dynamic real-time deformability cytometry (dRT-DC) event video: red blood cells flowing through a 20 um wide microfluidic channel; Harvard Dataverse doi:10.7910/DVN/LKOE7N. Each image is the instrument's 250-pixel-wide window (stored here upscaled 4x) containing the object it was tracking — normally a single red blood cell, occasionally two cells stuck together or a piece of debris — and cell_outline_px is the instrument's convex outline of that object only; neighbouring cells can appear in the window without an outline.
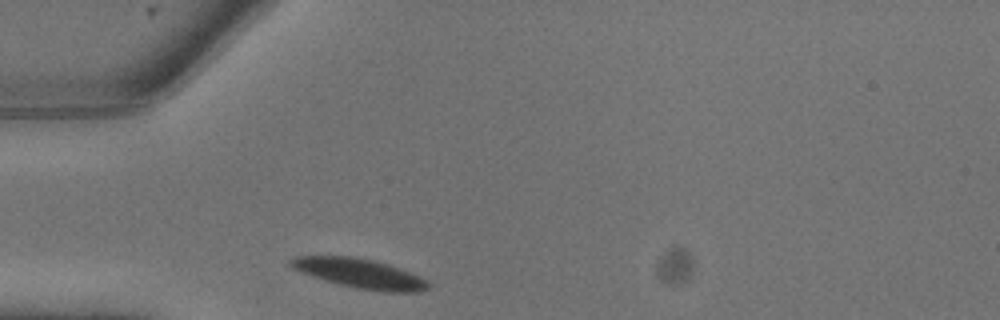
{"species": "common noctule bat (a hibernating species)", "species_latin": "Nyctalus noctula", "temperature_condition": "warm", "stored_images_in_passage": 3, "camera_frame_rate_fps": 3000, "um_per_image_px": 0.085, "animal": {"sex": "male", "body_mass_g": 13.3}, "frame": {"image": 1, "passage_image": 1, "time_ms": 0.0, "image_size_px": [1000, 320], "cell_outline_px": [[428, 288], [420, 292], [380, 292], [356, 288], [324, 280], [312, 276], [292, 268], [288, 264], [288, 260], [296, 256], [352, 256], [372, 260], [388, 264], [428, 280]], "centroid_in_image_um": [30.56, 23.24], "position_along_channel_um": 54.4, "area_um2": 23.52}}